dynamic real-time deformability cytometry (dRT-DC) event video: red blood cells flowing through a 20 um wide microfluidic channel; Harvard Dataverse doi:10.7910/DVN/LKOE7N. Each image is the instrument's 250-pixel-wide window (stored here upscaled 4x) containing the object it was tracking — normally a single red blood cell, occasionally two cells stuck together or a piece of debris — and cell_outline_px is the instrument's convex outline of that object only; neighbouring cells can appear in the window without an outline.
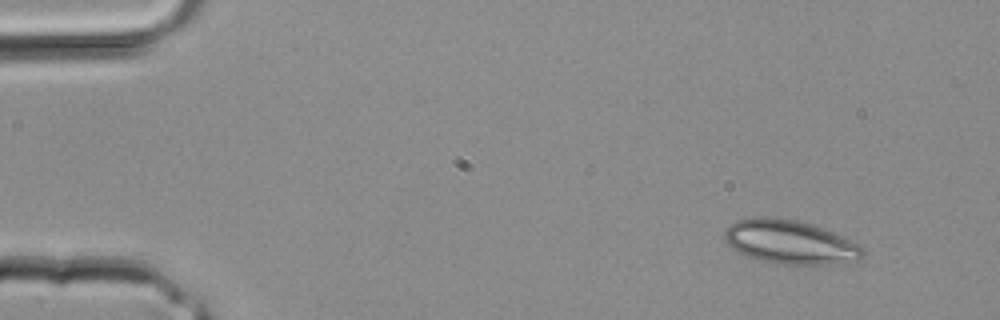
{"species": "common noctule bat (a hibernating species)", "species_latin": "Nyctalus noctula", "temperature_condition": "room temperature", "stored_images_in_passage": 3, "camera_frame_rate_fps": 3000, "um_per_image_px": 0.085, "animal": {"sex": "male", "body_mass_g": 20.4}, "frame": {"image": 1, "passage_image": 1, "time_ms": 0.0, "image_size_px": [1000, 320], "cell_outline_px": [[864, 252], [856, 260], [820, 264], [776, 264], [760, 260], [736, 252], [724, 240], [724, 232], [736, 220], [752, 216], [768, 216], [796, 220], [812, 224], [860, 244], [864, 248]], "centroid_in_image_um": [67.08, 20.56], "position_along_channel_um": 17.9, "area_um2": 35.08}}